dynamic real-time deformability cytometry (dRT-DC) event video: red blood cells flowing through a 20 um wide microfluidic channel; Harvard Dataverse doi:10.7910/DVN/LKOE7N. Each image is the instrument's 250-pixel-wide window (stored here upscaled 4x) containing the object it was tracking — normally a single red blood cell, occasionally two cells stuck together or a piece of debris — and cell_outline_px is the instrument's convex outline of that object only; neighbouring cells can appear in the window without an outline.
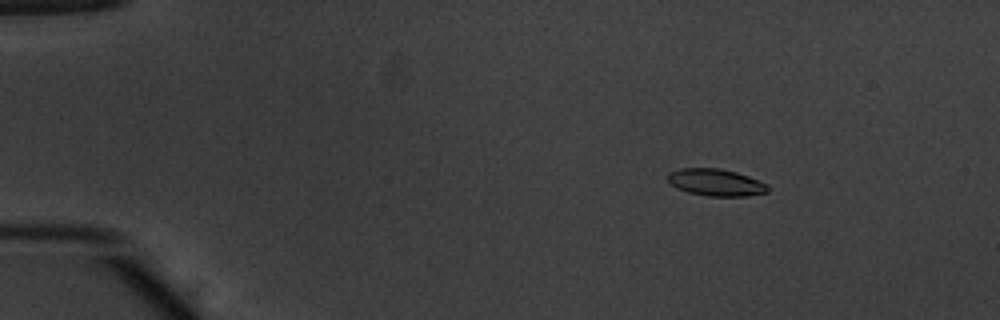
{"species": "common noctule bat (a hibernating species)", "species_latin": "Nyctalus noctula", "temperature_condition": "warm", "stored_images_in_passage": 54, "camera_frame_rate_fps": 3000, "um_per_image_px": 0.085, "animal": {"sex": "male", "body_mass_g": 20.1, "forearm_length_mm": 53.5}, "frame": {"image": 1, "passage_image": 9, "time_ms": 2.667, "image_size_px": [1000, 320], "cell_outline_px": [[768, 192], [744, 196], [708, 196], [688, 192], [676, 188], [668, 184], [668, 172], [680, 168], [720, 168], [736, 172], [748, 176], [768, 184]], "centroid_in_image_um": [60.81, 15.5], "position_along_channel_um": 24.2, "area_um2": 15.84}}
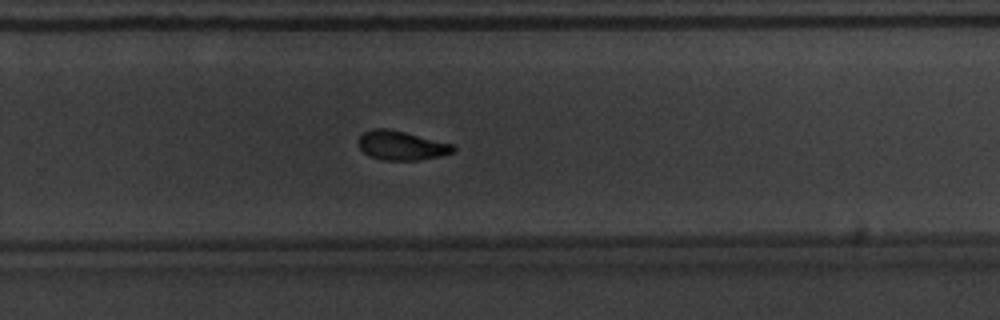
{"frame": {"image": 2, "passage_image": 37, "time_ms": 12.0, "image_size_px": [1000, 320], "cell_outline_px": [[456, 152], [440, 156], [416, 160], [380, 160], [368, 156], [360, 148], [356, 140], [364, 132], [372, 128], [388, 128], [456, 144]], "centroid_in_image_um": [34.14, 12.36], "position_along_channel_um": 295.7, "area_um2": 16.47}}
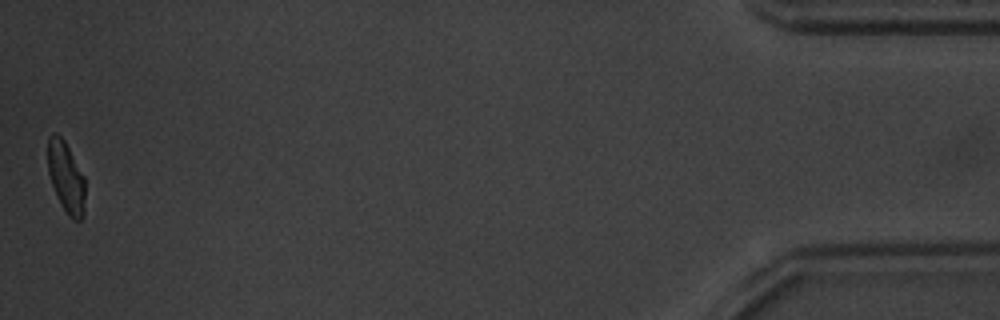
{"frame": {"image": 3, "passage_image": 54, "time_ms": 17.667, "image_size_px": [1000, 320], "cell_outline_px": [[84, 216], [80, 220], [72, 220], [68, 216], [60, 204], [52, 184], [48, 172], [48, 136], [52, 132], [56, 132], [64, 140], [84, 176]], "centroid_in_image_um": [5.61, 15.07], "position_along_channel_um": 429.6, "area_um2": 15.43}, "authors_computed_cell_mechanics": {"area_um2": 16.2707, "velocity_mm_per_s": 3.8678, "shape_relaxation_time_tau1_ms": 3.3593, "shape_relaxation_time_tau2_ms": 4.1411, "deformation_change_tau1": 0.135, "deformation_change_tau2": 0.0994}}